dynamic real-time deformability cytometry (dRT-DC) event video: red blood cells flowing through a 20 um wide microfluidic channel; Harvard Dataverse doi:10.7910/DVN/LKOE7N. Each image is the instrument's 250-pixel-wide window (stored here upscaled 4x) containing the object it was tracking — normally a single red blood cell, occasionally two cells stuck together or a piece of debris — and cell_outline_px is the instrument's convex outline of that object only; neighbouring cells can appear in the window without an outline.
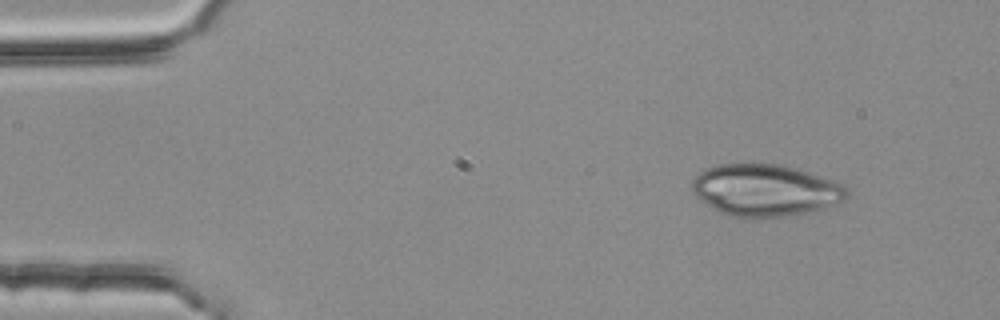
{"species": "common noctule bat (a hibernating species)", "species_latin": "Nyctalus noctula", "temperature_condition": "room temperature", "stored_images_in_passage": 3, "camera_frame_rate_fps": 3000, "um_per_image_px": 0.085, "animal": {"sex": "female", "body_mass_g": 25.1}, "frame": {"image": 1, "passage_image": 1, "time_ms": 0.0, "image_size_px": [1000, 320], "cell_outline_px": [[848, 196], [844, 200], [836, 204], [808, 212], [784, 216], [744, 220], [740, 220], [728, 216], [720, 212], [700, 200], [692, 192], [692, 176], [704, 168], [720, 164], [780, 164], [808, 172], [844, 184], [848, 188]], "centroid_in_image_um": [65.0, 16.19], "position_along_channel_um": 20.0, "area_um2": 47.45}}